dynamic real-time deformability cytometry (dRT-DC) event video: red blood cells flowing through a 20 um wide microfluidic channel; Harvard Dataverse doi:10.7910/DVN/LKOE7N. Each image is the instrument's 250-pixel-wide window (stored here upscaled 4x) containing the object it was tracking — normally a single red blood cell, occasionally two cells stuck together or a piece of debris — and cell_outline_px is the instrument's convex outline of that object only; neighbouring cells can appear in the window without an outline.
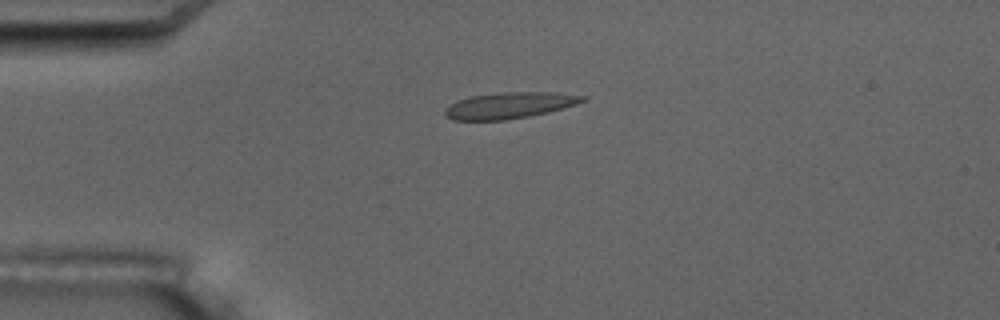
{"species": "common noctule bat (a hibernating species)", "species_latin": "Nyctalus noctula", "temperature_condition": "room temperature", "stored_images_in_passage": 6, "camera_frame_rate_fps": 3000, "um_per_image_px": 0.085, "animal": {"sex": "male", "body_mass_g": 17.5, "forearm_length_mm": 52.3}, "frame": {"image": 1, "passage_image": 6, "time_ms": 6.333, "image_size_px": [1000, 320], "cell_outline_px": [[588, 100], [576, 104], [548, 112], [528, 116], [504, 120], [452, 120], [444, 116], [444, 112], [448, 104], [456, 100], [468, 96], [504, 92], [556, 92], [588, 96]], "centroid_in_image_um": [43.29, 8.95], "position_along_channel_um": 41.7, "area_um2": 21.27}}